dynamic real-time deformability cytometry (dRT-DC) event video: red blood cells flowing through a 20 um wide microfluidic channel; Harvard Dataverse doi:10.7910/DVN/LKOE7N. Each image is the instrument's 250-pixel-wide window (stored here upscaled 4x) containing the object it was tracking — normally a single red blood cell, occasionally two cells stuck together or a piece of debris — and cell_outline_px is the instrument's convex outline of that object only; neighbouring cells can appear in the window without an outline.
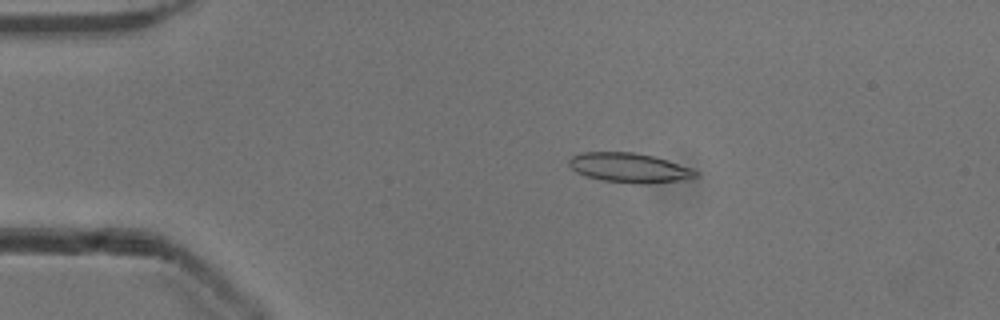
{"species": "common noctule bat (a hibernating species)", "species_latin": "Nyctalus noctula", "temperature_condition": "cold", "stored_images_in_passage": 52, "camera_frame_rate_fps": 3000, "um_per_image_px": 0.085, "animal": {"sex": "male", "body_mass_g": 13.3}, "frame": {"image": 1, "passage_image": 10, "time_ms": 3.0, "image_size_px": [1000, 320], "cell_outline_px": [[700, 176], [688, 180], [644, 184], [632, 184], [600, 180], [584, 176], [576, 172], [568, 164], [568, 160], [572, 156], [584, 152], [636, 152], [668, 160], [692, 168], [700, 172]], "centroid_in_image_um": [53.55, 14.28], "position_along_channel_um": 31.5, "area_um2": 22.31}}
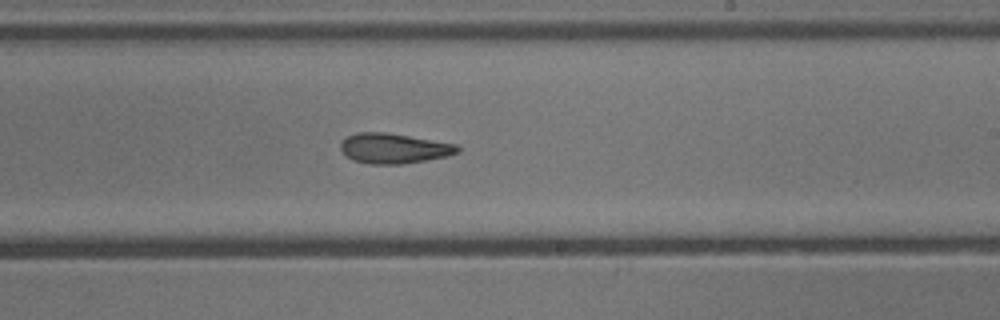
{"frame": {"image": 2, "passage_image": 31, "time_ms": 10.0, "image_size_px": [1000, 320], "cell_outline_px": [[460, 152], [448, 156], [404, 164], [368, 164], [352, 160], [340, 148], [340, 140], [356, 132], [384, 132], [456, 144], [460, 148]], "centroid_in_image_um": [33.46, 12.61], "position_along_channel_um": 255.5, "area_um2": 20.52}}
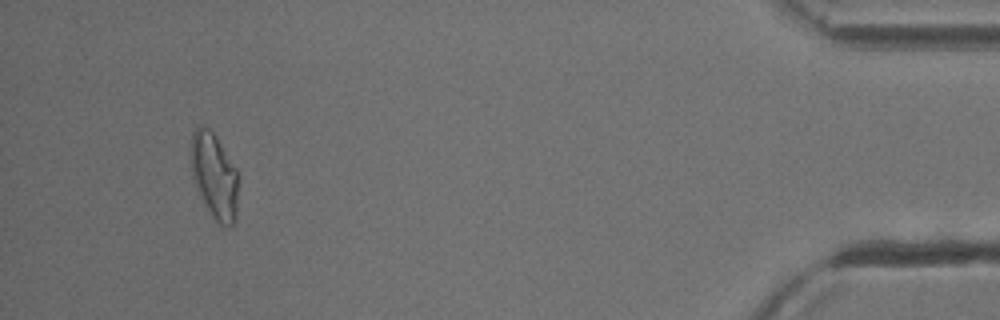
{"frame": {"image": 3, "passage_image": 49, "time_ms": 16.0, "image_size_px": [1000, 320], "cell_outline_px": [[240, 172], [236, 220], [228, 228], [224, 228], [212, 216], [204, 204], [196, 188], [192, 172], [192, 132], [200, 124], [208, 128], [216, 136]], "centroid_in_image_um": [18.28, 14.98], "position_along_channel_um": 416.9, "area_um2": 24.1}, "authors_computed_cell_mechanics": {"area_um2": 21.1548, "velocity_mm_per_s": 3.911, "shape_relaxation_time_tau1_ms": null, "shape_relaxation_time_tau2_ms": 1.2522, "deformation_change_tau1": null, "deformation_change_tau2": 0.0937}}